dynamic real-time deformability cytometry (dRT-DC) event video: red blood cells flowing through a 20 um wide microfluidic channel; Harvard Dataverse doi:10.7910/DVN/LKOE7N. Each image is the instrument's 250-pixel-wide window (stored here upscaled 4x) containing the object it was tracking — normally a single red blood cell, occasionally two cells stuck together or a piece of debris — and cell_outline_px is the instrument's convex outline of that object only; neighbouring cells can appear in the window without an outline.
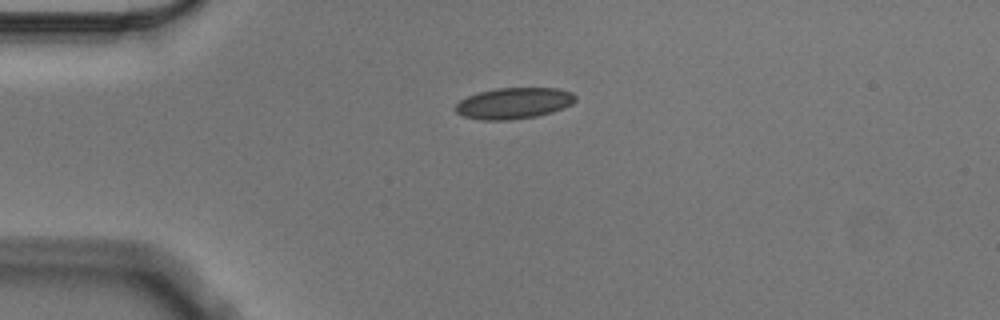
{"species": "Egyptian fruit bat (a non-hibernating species)", "species_latin": "Rousettus aegyptiacus", "temperature_condition": "cold", "stored_images_in_passage": 37, "camera_frame_rate_fps": 3000, "um_per_image_px": 0.085, "animal": {"sex": "male"}, "frame": {"image": 1, "passage_image": 1, "time_ms": 0.0, "image_size_px": [1000, 320], "cell_outline_px": [[576, 100], [572, 104], [564, 108], [552, 112], [536, 116], [508, 120], [480, 120], [464, 116], [456, 112], [456, 104], [460, 100], [468, 96], [480, 92], [496, 88], [556, 88], [572, 92], [576, 96]], "centroid_in_image_um": [43.7, 8.77], "position_along_channel_um": 41.3, "area_um2": 21.73}}
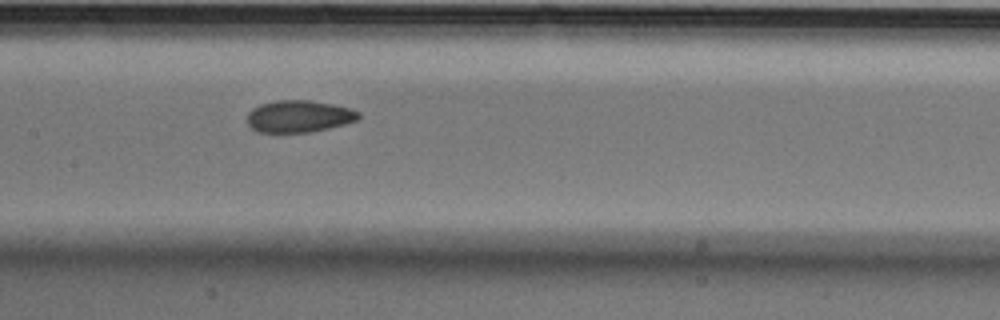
{"frame": {"image": 2, "passage_image": 15, "time_ms": 4.667, "image_size_px": [1000, 320], "cell_outline_px": [[360, 116], [356, 120], [344, 124], [312, 132], [256, 132], [248, 124], [248, 112], [252, 108], [260, 104], [276, 100], [312, 100], [332, 104], [348, 108], [360, 112]], "centroid_in_image_um": [25.39, 9.88], "position_along_channel_um": 182.0, "area_um2": 20.75}}
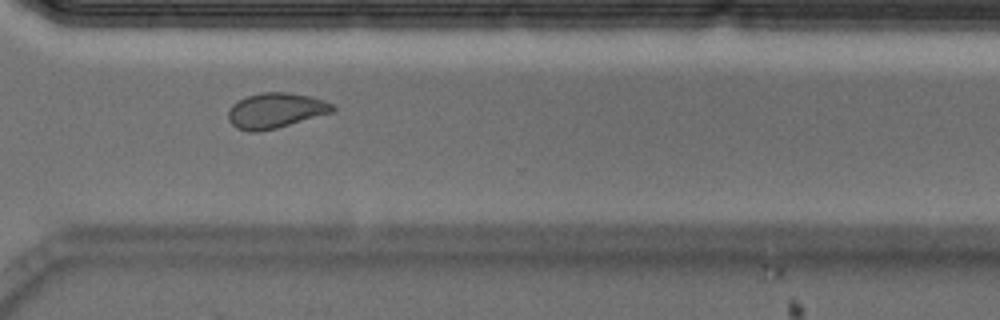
{"frame": {"image": 3, "passage_image": 29, "time_ms": 9.333, "image_size_px": [1000, 320], "cell_outline_px": [[336, 108], [332, 112], [276, 128], [256, 132], [248, 132], [236, 128], [228, 120], [228, 112], [232, 104], [248, 96], [260, 92], [288, 92], [312, 96], [324, 100], [332, 104]], "centroid_in_image_um": [23.41, 9.39], "position_along_channel_um": 347.2, "area_um2": 21.39}, "authors_computed_cell_mechanics": {"area_um2": 21.3282, "velocity_mm_per_s": 3.5553, "shape_relaxation_time_tau1_ms": 11.2849, "shape_relaxation_time_tau2_ms": 1.517, "deformation_change_tau1": 0.1676, "deformation_change_tau2": 0.044}}